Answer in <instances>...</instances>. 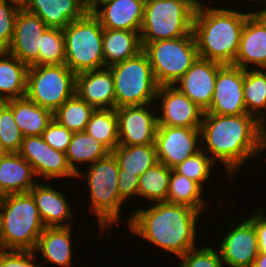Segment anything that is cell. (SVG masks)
I'll return each instance as SVG.
<instances>
[{
  "mask_svg": "<svg viewBox=\"0 0 266 267\" xmlns=\"http://www.w3.org/2000/svg\"><path fill=\"white\" fill-rule=\"evenodd\" d=\"M200 132L201 144L205 145L201 149L209 153L214 162L220 161L230 176L238 172L247 159L263 151L259 140V121L247 113H204Z\"/></svg>",
  "mask_w": 266,
  "mask_h": 267,
  "instance_id": "obj_1",
  "label": "cell"
},
{
  "mask_svg": "<svg viewBox=\"0 0 266 267\" xmlns=\"http://www.w3.org/2000/svg\"><path fill=\"white\" fill-rule=\"evenodd\" d=\"M147 209L132 211L129 230L165 252L181 257L197 247V225L201 212L186 205L155 202Z\"/></svg>",
  "mask_w": 266,
  "mask_h": 267,
  "instance_id": "obj_2",
  "label": "cell"
},
{
  "mask_svg": "<svg viewBox=\"0 0 266 267\" xmlns=\"http://www.w3.org/2000/svg\"><path fill=\"white\" fill-rule=\"evenodd\" d=\"M254 12H241L218 6L197 5L193 34L199 57L233 65L240 44L241 33L246 18Z\"/></svg>",
  "mask_w": 266,
  "mask_h": 267,
  "instance_id": "obj_3",
  "label": "cell"
},
{
  "mask_svg": "<svg viewBox=\"0 0 266 267\" xmlns=\"http://www.w3.org/2000/svg\"><path fill=\"white\" fill-rule=\"evenodd\" d=\"M45 229L34 198L8 194L0 201V249L34 251Z\"/></svg>",
  "mask_w": 266,
  "mask_h": 267,
  "instance_id": "obj_4",
  "label": "cell"
},
{
  "mask_svg": "<svg viewBox=\"0 0 266 267\" xmlns=\"http://www.w3.org/2000/svg\"><path fill=\"white\" fill-rule=\"evenodd\" d=\"M86 172L79 171L76 179L83 177L89 187L92 215L99 221V231L102 233L121 220L122 205L125 202L121 199L118 191L119 165L117 159L110 152L104 158L86 166ZM86 175V176H85ZM94 210V211H93Z\"/></svg>",
  "mask_w": 266,
  "mask_h": 267,
  "instance_id": "obj_5",
  "label": "cell"
},
{
  "mask_svg": "<svg viewBox=\"0 0 266 267\" xmlns=\"http://www.w3.org/2000/svg\"><path fill=\"white\" fill-rule=\"evenodd\" d=\"M195 0H146L140 30L142 47L158 40L175 39L193 32Z\"/></svg>",
  "mask_w": 266,
  "mask_h": 267,
  "instance_id": "obj_6",
  "label": "cell"
},
{
  "mask_svg": "<svg viewBox=\"0 0 266 267\" xmlns=\"http://www.w3.org/2000/svg\"><path fill=\"white\" fill-rule=\"evenodd\" d=\"M63 30L65 43L64 64L76 75L105 67L103 55V27L87 12L70 22Z\"/></svg>",
  "mask_w": 266,
  "mask_h": 267,
  "instance_id": "obj_7",
  "label": "cell"
},
{
  "mask_svg": "<svg viewBox=\"0 0 266 267\" xmlns=\"http://www.w3.org/2000/svg\"><path fill=\"white\" fill-rule=\"evenodd\" d=\"M109 69L114 80L115 108L151 104L156 101L159 86L149 58L143 50Z\"/></svg>",
  "mask_w": 266,
  "mask_h": 267,
  "instance_id": "obj_8",
  "label": "cell"
},
{
  "mask_svg": "<svg viewBox=\"0 0 266 267\" xmlns=\"http://www.w3.org/2000/svg\"><path fill=\"white\" fill-rule=\"evenodd\" d=\"M158 86L174 85L199 57L193 32L175 39L158 40L143 46Z\"/></svg>",
  "mask_w": 266,
  "mask_h": 267,
  "instance_id": "obj_9",
  "label": "cell"
},
{
  "mask_svg": "<svg viewBox=\"0 0 266 267\" xmlns=\"http://www.w3.org/2000/svg\"><path fill=\"white\" fill-rule=\"evenodd\" d=\"M76 94V74L65 64L29 66L26 97L53 113Z\"/></svg>",
  "mask_w": 266,
  "mask_h": 267,
  "instance_id": "obj_10",
  "label": "cell"
},
{
  "mask_svg": "<svg viewBox=\"0 0 266 267\" xmlns=\"http://www.w3.org/2000/svg\"><path fill=\"white\" fill-rule=\"evenodd\" d=\"M200 128L158 125L155 148L158 162L173 169L179 163L201 150ZM199 142V145H198Z\"/></svg>",
  "mask_w": 266,
  "mask_h": 267,
  "instance_id": "obj_11",
  "label": "cell"
},
{
  "mask_svg": "<svg viewBox=\"0 0 266 267\" xmlns=\"http://www.w3.org/2000/svg\"><path fill=\"white\" fill-rule=\"evenodd\" d=\"M17 153L30 163L36 177L42 176V179L46 180L76 178V173L68 164L66 154L53 149L41 135L23 137Z\"/></svg>",
  "mask_w": 266,
  "mask_h": 267,
  "instance_id": "obj_12",
  "label": "cell"
},
{
  "mask_svg": "<svg viewBox=\"0 0 266 267\" xmlns=\"http://www.w3.org/2000/svg\"><path fill=\"white\" fill-rule=\"evenodd\" d=\"M161 100L157 124L172 127L200 128L204 110L193 103L174 85L159 86L156 95Z\"/></svg>",
  "mask_w": 266,
  "mask_h": 267,
  "instance_id": "obj_13",
  "label": "cell"
},
{
  "mask_svg": "<svg viewBox=\"0 0 266 267\" xmlns=\"http://www.w3.org/2000/svg\"><path fill=\"white\" fill-rule=\"evenodd\" d=\"M150 105H132L115 108L118 117V145L155 144V134L158 126L157 113H153L149 109Z\"/></svg>",
  "mask_w": 266,
  "mask_h": 267,
  "instance_id": "obj_14",
  "label": "cell"
},
{
  "mask_svg": "<svg viewBox=\"0 0 266 267\" xmlns=\"http://www.w3.org/2000/svg\"><path fill=\"white\" fill-rule=\"evenodd\" d=\"M243 82L244 69L234 65H224L217 73L211 105L204 113L246 114Z\"/></svg>",
  "mask_w": 266,
  "mask_h": 267,
  "instance_id": "obj_15",
  "label": "cell"
},
{
  "mask_svg": "<svg viewBox=\"0 0 266 267\" xmlns=\"http://www.w3.org/2000/svg\"><path fill=\"white\" fill-rule=\"evenodd\" d=\"M224 235L219 253L229 267H252L259 253L258 235L254 223L248 218L239 222Z\"/></svg>",
  "mask_w": 266,
  "mask_h": 267,
  "instance_id": "obj_16",
  "label": "cell"
},
{
  "mask_svg": "<svg viewBox=\"0 0 266 267\" xmlns=\"http://www.w3.org/2000/svg\"><path fill=\"white\" fill-rule=\"evenodd\" d=\"M223 66L221 63L198 57L174 86L206 111L211 105L217 73Z\"/></svg>",
  "mask_w": 266,
  "mask_h": 267,
  "instance_id": "obj_17",
  "label": "cell"
},
{
  "mask_svg": "<svg viewBox=\"0 0 266 267\" xmlns=\"http://www.w3.org/2000/svg\"><path fill=\"white\" fill-rule=\"evenodd\" d=\"M48 26L37 15L21 7L14 25V34L7 52L30 66L39 56L41 35Z\"/></svg>",
  "mask_w": 266,
  "mask_h": 267,
  "instance_id": "obj_18",
  "label": "cell"
},
{
  "mask_svg": "<svg viewBox=\"0 0 266 267\" xmlns=\"http://www.w3.org/2000/svg\"><path fill=\"white\" fill-rule=\"evenodd\" d=\"M233 65L244 70L249 69L248 65L266 69V22L258 13L246 18Z\"/></svg>",
  "mask_w": 266,
  "mask_h": 267,
  "instance_id": "obj_19",
  "label": "cell"
},
{
  "mask_svg": "<svg viewBox=\"0 0 266 267\" xmlns=\"http://www.w3.org/2000/svg\"><path fill=\"white\" fill-rule=\"evenodd\" d=\"M146 0H108L91 13L104 29L140 32ZM102 5V6H101Z\"/></svg>",
  "mask_w": 266,
  "mask_h": 267,
  "instance_id": "obj_20",
  "label": "cell"
},
{
  "mask_svg": "<svg viewBox=\"0 0 266 267\" xmlns=\"http://www.w3.org/2000/svg\"><path fill=\"white\" fill-rule=\"evenodd\" d=\"M76 94L95 109H114L115 90L108 67L76 75Z\"/></svg>",
  "mask_w": 266,
  "mask_h": 267,
  "instance_id": "obj_21",
  "label": "cell"
},
{
  "mask_svg": "<svg viewBox=\"0 0 266 267\" xmlns=\"http://www.w3.org/2000/svg\"><path fill=\"white\" fill-rule=\"evenodd\" d=\"M22 8L40 17L48 27L60 29L88 12L86 0H27Z\"/></svg>",
  "mask_w": 266,
  "mask_h": 267,
  "instance_id": "obj_22",
  "label": "cell"
},
{
  "mask_svg": "<svg viewBox=\"0 0 266 267\" xmlns=\"http://www.w3.org/2000/svg\"><path fill=\"white\" fill-rule=\"evenodd\" d=\"M29 193L34 198L45 227H70L72 225L70 221L67 223V220L73 217L72 208L65 194L60 190L39 182L30 189Z\"/></svg>",
  "mask_w": 266,
  "mask_h": 267,
  "instance_id": "obj_23",
  "label": "cell"
},
{
  "mask_svg": "<svg viewBox=\"0 0 266 267\" xmlns=\"http://www.w3.org/2000/svg\"><path fill=\"white\" fill-rule=\"evenodd\" d=\"M243 96L247 114L259 121V140L262 149L265 150L266 111L263 110L266 109V69L244 70Z\"/></svg>",
  "mask_w": 266,
  "mask_h": 267,
  "instance_id": "obj_24",
  "label": "cell"
},
{
  "mask_svg": "<svg viewBox=\"0 0 266 267\" xmlns=\"http://www.w3.org/2000/svg\"><path fill=\"white\" fill-rule=\"evenodd\" d=\"M35 177L30 163L17 152H9L0 160V190L4 195L28 193L38 182Z\"/></svg>",
  "mask_w": 266,
  "mask_h": 267,
  "instance_id": "obj_25",
  "label": "cell"
},
{
  "mask_svg": "<svg viewBox=\"0 0 266 267\" xmlns=\"http://www.w3.org/2000/svg\"><path fill=\"white\" fill-rule=\"evenodd\" d=\"M72 226L45 227L38 238L34 252L42 254L41 259L59 267H72Z\"/></svg>",
  "mask_w": 266,
  "mask_h": 267,
  "instance_id": "obj_26",
  "label": "cell"
},
{
  "mask_svg": "<svg viewBox=\"0 0 266 267\" xmlns=\"http://www.w3.org/2000/svg\"><path fill=\"white\" fill-rule=\"evenodd\" d=\"M13 112L23 137L40 136L53 120V112L35 104L26 96L4 101Z\"/></svg>",
  "mask_w": 266,
  "mask_h": 267,
  "instance_id": "obj_27",
  "label": "cell"
},
{
  "mask_svg": "<svg viewBox=\"0 0 266 267\" xmlns=\"http://www.w3.org/2000/svg\"><path fill=\"white\" fill-rule=\"evenodd\" d=\"M143 50L140 32L103 28L105 67H111L136 56Z\"/></svg>",
  "mask_w": 266,
  "mask_h": 267,
  "instance_id": "obj_28",
  "label": "cell"
},
{
  "mask_svg": "<svg viewBox=\"0 0 266 267\" xmlns=\"http://www.w3.org/2000/svg\"><path fill=\"white\" fill-rule=\"evenodd\" d=\"M28 65L17 57L0 50V99L21 98L26 95Z\"/></svg>",
  "mask_w": 266,
  "mask_h": 267,
  "instance_id": "obj_29",
  "label": "cell"
},
{
  "mask_svg": "<svg viewBox=\"0 0 266 267\" xmlns=\"http://www.w3.org/2000/svg\"><path fill=\"white\" fill-rule=\"evenodd\" d=\"M111 151L101 142L90 136L85 131L73 133L71 142L65 152L71 169L77 174L80 170L78 164L89 165L104 158ZM77 164V165H76Z\"/></svg>",
  "mask_w": 266,
  "mask_h": 267,
  "instance_id": "obj_30",
  "label": "cell"
},
{
  "mask_svg": "<svg viewBox=\"0 0 266 267\" xmlns=\"http://www.w3.org/2000/svg\"><path fill=\"white\" fill-rule=\"evenodd\" d=\"M112 153L117 159L119 169L139 177L158 162L155 144L118 145Z\"/></svg>",
  "mask_w": 266,
  "mask_h": 267,
  "instance_id": "obj_31",
  "label": "cell"
},
{
  "mask_svg": "<svg viewBox=\"0 0 266 267\" xmlns=\"http://www.w3.org/2000/svg\"><path fill=\"white\" fill-rule=\"evenodd\" d=\"M202 194L203 187L199 183L171 169L166 202L186 205L202 213L206 207Z\"/></svg>",
  "mask_w": 266,
  "mask_h": 267,
  "instance_id": "obj_32",
  "label": "cell"
},
{
  "mask_svg": "<svg viewBox=\"0 0 266 267\" xmlns=\"http://www.w3.org/2000/svg\"><path fill=\"white\" fill-rule=\"evenodd\" d=\"M84 131L112 152L119 144L116 109H95Z\"/></svg>",
  "mask_w": 266,
  "mask_h": 267,
  "instance_id": "obj_33",
  "label": "cell"
},
{
  "mask_svg": "<svg viewBox=\"0 0 266 267\" xmlns=\"http://www.w3.org/2000/svg\"><path fill=\"white\" fill-rule=\"evenodd\" d=\"M171 168L157 162L139 177L138 196L153 203L166 201ZM146 198V199H145Z\"/></svg>",
  "mask_w": 266,
  "mask_h": 267,
  "instance_id": "obj_34",
  "label": "cell"
},
{
  "mask_svg": "<svg viewBox=\"0 0 266 267\" xmlns=\"http://www.w3.org/2000/svg\"><path fill=\"white\" fill-rule=\"evenodd\" d=\"M94 111V107L75 94L53 113V119L71 132L77 133L85 130Z\"/></svg>",
  "mask_w": 266,
  "mask_h": 267,
  "instance_id": "obj_35",
  "label": "cell"
},
{
  "mask_svg": "<svg viewBox=\"0 0 266 267\" xmlns=\"http://www.w3.org/2000/svg\"><path fill=\"white\" fill-rule=\"evenodd\" d=\"M41 50L38 58L30 66L61 65L65 61L63 30L48 27L41 35Z\"/></svg>",
  "mask_w": 266,
  "mask_h": 267,
  "instance_id": "obj_36",
  "label": "cell"
},
{
  "mask_svg": "<svg viewBox=\"0 0 266 267\" xmlns=\"http://www.w3.org/2000/svg\"><path fill=\"white\" fill-rule=\"evenodd\" d=\"M213 163L215 162L211 157L201 149L196 154L179 163L173 169L177 173L186 176L204 187L205 182L212 177L210 175H212Z\"/></svg>",
  "mask_w": 266,
  "mask_h": 267,
  "instance_id": "obj_37",
  "label": "cell"
},
{
  "mask_svg": "<svg viewBox=\"0 0 266 267\" xmlns=\"http://www.w3.org/2000/svg\"><path fill=\"white\" fill-rule=\"evenodd\" d=\"M23 141L12 109L3 101L0 104V142L9 152H18Z\"/></svg>",
  "mask_w": 266,
  "mask_h": 267,
  "instance_id": "obj_38",
  "label": "cell"
},
{
  "mask_svg": "<svg viewBox=\"0 0 266 267\" xmlns=\"http://www.w3.org/2000/svg\"><path fill=\"white\" fill-rule=\"evenodd\" d=\"M179 258V267H225L219 250L216 251L211 246H197Z\"/></svg>",
  "mask_w": 266,
  "mask_h": 267,
  "instance_id": "obj_39",
  "label": "cell"
},
{
  "mask_svg": "<svg viewBox=\"0 0 266 267\" xmlns=\"http://www.w3.org/2000/svg\"><path fill=\"white\" fill-rule=\"evenodd\" d=\"M21 6L11 2L0 0V50H7L14 34L16 16Z\"/></svg>",
  "mask_w": 266,
  "mask_h": 267,
  "instance_id": "obj_40",
  "label": "cell"
},
{
  "mask_svg": "<svg viewBox=\"0 0 266 267\" xmlns=\"http://www.w3.org/2000/svg\"><path fill=\"white\" fill-rule=\"evenodd\" d=\"M41 136L53 149L65 153L71 142L73 132L53 119Z\"/></svg>",
  "mask_w": 266,
  "mask_h": 267,
  "instance_id": "obj_41",
  "label": "cell"
},
{
  "mask_svg": "<svg viewBox=\"0 0 266 267\" xmlns=\"http://www.w3.org/2000/svg\"><path fill=\"white\" fill-rule=\"evenodd\" d=\"M37 257V253L30 250L0 249V267H37L34 263Z\"/></svg>",
  "mask_w": 266,
  "mask_h": 267,
  "instance_id": "obj_42",
  "label": "cell"
},
{
  "mask_svg": "<svg viewBox=\"0 0 266 267\" xmlns=\"http://www.w3.org/2000/svg\"><path fill=\"white\" fill-rule=\"evenodd\" d=\"M118 191L121 199L126 202L129 198L138 196L139 176L136 174L124 173V169H119Z\"/></svg>",
  "mask_w": 266,
  "mask_h": 267,
  "instance_id": "obj_43",
  "label": "cell"
},
{
  "mask_svg": "<svg viewBox=\"0 0 266 267\" xmlns=\"http://www.w3.org/2000/svg\"><path fill=\"white\" fill-rule=\"evenodd\" d=\"M261 209H257L249 219L254 223L258 235L259 252L266 254V216Z\"/></svg>",
  "mask_w": 266,
  "mask_h": 267,
  "instance_id": "obj_44",
  "label": "cell"
},
{
  "mask_svg": "<svg viewBox=\"0 0 266 267\" xmlns=\"http://www.w3.org/2000/svg\"><path fill=\"white\" fill-rule=\"evenodd\" d=\"M252 267H266V254L259 252Z\"/></svg>",
  "mask_w": 266,
  "mask_h": 267,
  "instance_id": "obj_45",
  "label": "cell"
},
{
  "mask_svg": "<svg viewBox=\"0 0 266 267\" xmlns=\"http://www.w3.org/2000/svg\"><path fill=\"white\" fill-rule=\"evenodd\" d=\"M108 1V0H86V7L88 12H92L97 6L101 3Z\"/></svg>",
  "mask_w": 266,
  "mask_h": 267,
  "instance_id": "obj_46",
  "label": "cell"
},
{
  "mask_svg": "<svg viewBox=\"0 0 266 267\" xmlns=\"http://www.w3.org/2000/svg\"><path fill=\"white\" fill-rule=\"evenodd\" d=\"M9 153V151L2 145V143L0 142V160L5 157L7 154Z\"/></svg>",
  "mask_w": 266,
  "mask_h": 267,
  "instance_id": "obj_47",
  "label": "cell"
},
{
  "mask_svg": "<svg viewBox=\"0 0 266 267\" xmlns=\"http://www.w3.org/2000/svg\"><path fill=\"white\" fill-rule=\"evenodd\" d=\"M254 13H258L266 22V8H263V10H258L257 12L255 11Z\"/></svg>",
  "mask_w": 266,
  "mask_h": 267,
  "instance_id": "obj_48",
  "label": "cell"
},
{
  "mask_svg": "<svg viewBox=\"0 0 266 267\" xmlns=\"http://www.w3.org/2000/svg\"><path fill=\"white\" fill-rule=\"evenodd\" d=\"M5 1L14 2V3L20 5L21 7H23V5L27 2V0H5Z\"/></svg>",
  "mask_w": 266,
  "mask_h": 267,
  "instance_id": "obj_49",
  "label": "cell"
},
{
  "mask_svg": "<svg viewBox=\"0 0 266 267\" xmlns=\"http://www.w3.org/2000/svg\"><path fill=\"white\" fill-rule=\"evenodd\" d=\"M250 1H251L252 3H254V2H255V3L262 2V3H263V6H264V7L266 6V5H265V4H266V0H248V2H250Z\"/></svg>",
  "mask_w": 266,
  "mask_h": 267,
  "instance_id": "obj_50",
  "label": "cell"
},
{
  "mask_svg": "<svg viewBox=\"0 0 266 267\" xmlns=\"http://www.w3.org/2000/svg\"><path fill=\"white\" fill-rule=\"evenodd\" d=\"M5 195L1 192V190H0V201H1V199L4 197Z\"/></svg>",
  "mask_w": 266,
  "mask_h": 267,
  "instance_id": "obj_51",
  "label": "cell"
},
{
  "mask_svg": "<svg viewBox=\"0 0 266 267\" xmlns=\"http://www.w3.org/2000/svg\"><path fill=\"white\" fill-rule=\"evenodd\" d=\"M198 4H200L201 3V1L200 0H195Z\"/></svg>",
  "mask_w": 266,
  "mask_h": 267,
  "instance_id": "obj_52",
  "label": "cell"
}]
</instances>
